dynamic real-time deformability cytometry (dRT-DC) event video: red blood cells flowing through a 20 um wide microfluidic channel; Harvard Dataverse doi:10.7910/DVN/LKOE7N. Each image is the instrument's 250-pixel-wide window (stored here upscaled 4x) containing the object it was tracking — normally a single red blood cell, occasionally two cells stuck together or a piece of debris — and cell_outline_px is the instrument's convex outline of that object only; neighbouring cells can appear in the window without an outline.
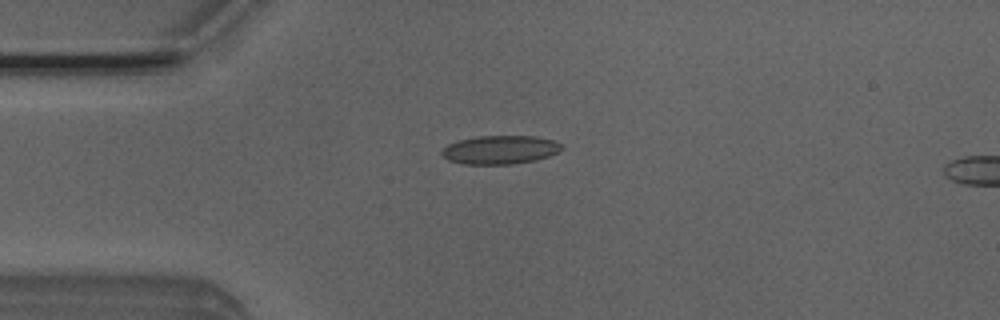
{"species": "Egyptian fruit bat (a non-hibernating species)", "species_latin": "Rousettus aegyptiacus", "temperature_condition": "room temperature", "stored_images_in_passage": 5, "camera_frame_rate_fps": 3000, "um_per_image_px": 0.085, "animal": {"sex": "male"}, "frame": {"image": 1, "passage_image": 4, "time_ms": 1.0, "image_size_px": [1000, 320], "cell_outline_px": [[564, 148], [548, 156], [536, 160], [512, 164], [464, 164], [448, 160], [440, 152], [448, 144], [460, 140], [476, 136], [536, 136], [552, 140], [560, 144]], "centroid_in_image_um": [42.5, 12.73], "position_along_channel_um": 42.5, "area_um2": 19.83}}